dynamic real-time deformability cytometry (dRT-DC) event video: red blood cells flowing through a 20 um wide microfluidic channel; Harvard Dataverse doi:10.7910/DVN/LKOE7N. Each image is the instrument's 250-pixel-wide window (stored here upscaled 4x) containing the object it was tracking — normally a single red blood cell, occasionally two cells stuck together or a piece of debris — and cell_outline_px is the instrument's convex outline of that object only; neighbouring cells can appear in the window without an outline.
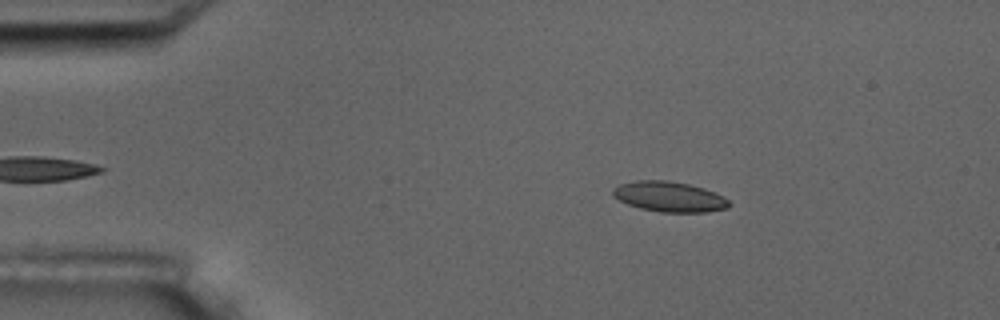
{"species": "common noctule bat (a hibernating species)", "species_latin": "Nyctalus noctula", "temperature_condition": "room temperature", "stored_images_in_passage": 2, "camera_frame_rate_fps": 3000, "um_per_image_px": 0.085, "animal": {"sex": "male", "body_mass_g": 17.5, "forearm_length_mm": 52.3}, "frame": {"image": 1, "passage_image": 1, "time_ms": 0.0, "image_size_px": [1000, 320], "cell_outline_px": [[732, 204], [728, 208], [708, 212], [660, 212], [640, 208], [628, 204], [612, 196], [612, 188], [620, 184], [636, 180], [668, 180], [688, 184], [704, 188], [728, 200]], "centroid_in_image_um": [56.87, 16.72], "position_along_channel_um": 28.1, "area_um2": 20.46}}